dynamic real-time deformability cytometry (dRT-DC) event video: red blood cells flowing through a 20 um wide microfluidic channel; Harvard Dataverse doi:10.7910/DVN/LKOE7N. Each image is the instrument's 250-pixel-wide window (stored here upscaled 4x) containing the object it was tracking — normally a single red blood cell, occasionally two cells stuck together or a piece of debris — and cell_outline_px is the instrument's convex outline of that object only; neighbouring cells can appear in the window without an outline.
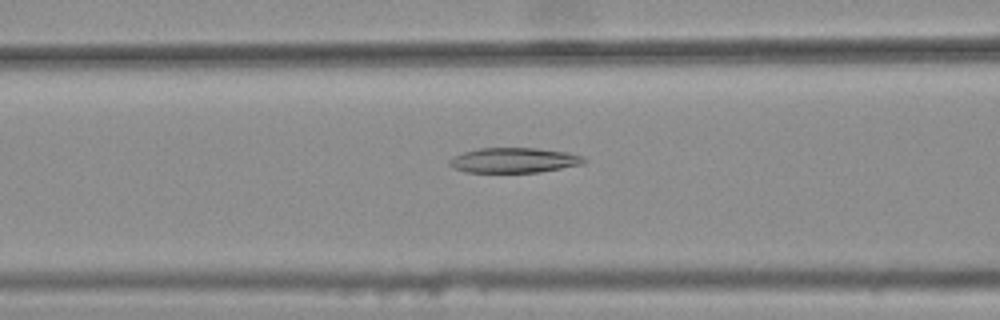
{"species": "common noctule bat (a hibernating species)", "species_latin": "Nyctalus noctula", "temperature_condition": "warm", "stored_images_in_passage": 47, "camera_frame_rate_fps": 3000, "um_per_image_px": 0.085, "animal": {"sex": "female", "body_mass_g": 25.1}, "frame": {"image": 1, "passage_image": 21, "time_ms": 6.667, "image_size_px": [1000, 320], "cell_outline_px": [[588, 160], [584, 164], [540, 172], [464, 172], [452, 168], [448, 164], [448, 160], [452, 156], [476, 148], [536, 148], [568, 152], [584, 156]], "centroid_in_image_um": [43.68, 13.62], "position_along_channel_um": 122.9, "area_um2": 19.94}}
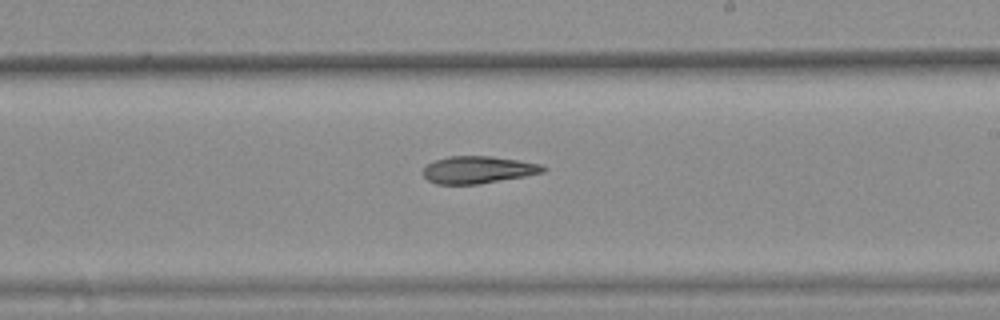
{"frame": {"image": 2, "passage_image": 31, "time_ms": 10.0, "image_size_px": [1000, 320], "cell_outline_px": [[548, 168], [544, 172], [524, 176], [480, 184], [436, 184], [428, 180], [424, 176], [424, 168], [428, 164], [436, 160], [448, 156], [492, 156], [540, 164]], "centroid_in_image_um": [40.64, 14.43], "position_along_channel_um": 248.4, "area_um2": 18.9}}
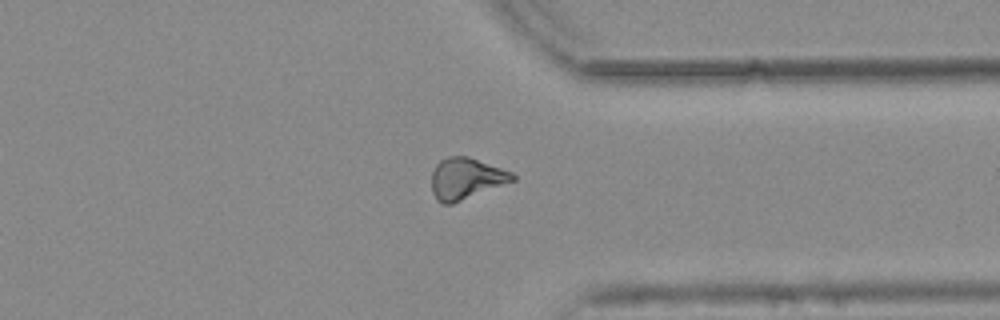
{"frame": {"image": 3, "passage_image": 41, "time_ms": 13.333, "image_size_px": [1000, 320], "cell_outline_px": [[516, 180], [452, 204], [440, 204], [436, 200], [432, 192], [432, 172], [436, 164], [440, 160], [448, 156], [468, 156], [512, 172], [516, 176]], "centroid_in_image_um": [39.6, 15.18], "position_along_channel_um": 371.8, "area_um2": 19.59}}